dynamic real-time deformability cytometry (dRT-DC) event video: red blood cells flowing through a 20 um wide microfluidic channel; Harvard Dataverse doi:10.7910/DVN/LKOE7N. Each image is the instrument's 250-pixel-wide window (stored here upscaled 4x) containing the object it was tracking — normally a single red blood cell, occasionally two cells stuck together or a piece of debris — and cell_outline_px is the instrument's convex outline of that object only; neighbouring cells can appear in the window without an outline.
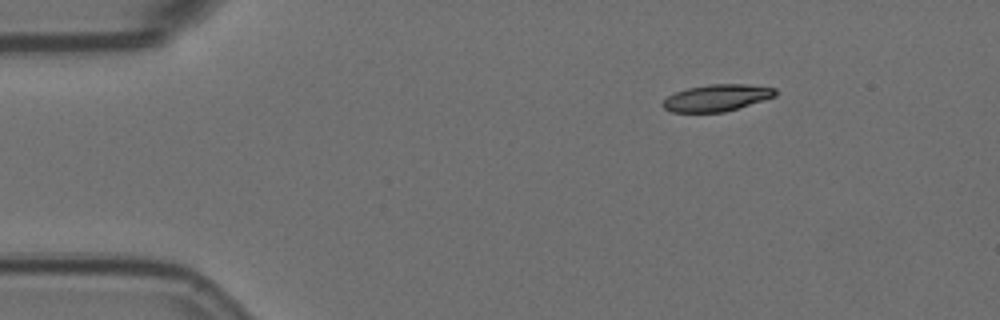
{"species": "Egyptian fruit bat (a non-hibernating species)", "species_latin": "Rousettus aegyptiacus", "temperature_condition": "room temperature", "stored_images_in_passage": 4, "camera_frame_rate_fps": 3000, "um_per_image_px": 0.085, "animal": {"sex": "female"}, "frame": {"image": 1, "passage_image": 1, "time_ms": 0.0, "image_size_px": [1000, 320], "cell_outline_px": [[776, 96], [724, 112], [672, 112], [664, 108], [660, 104], [668, 96], [676, 92], [688, 88], [708, 84], [744, 84], [776, 88]], "centroid_in_image_um": [60.9, 8.31], "position_along_channel_um": 24.1, "area_um2": 17.4}}
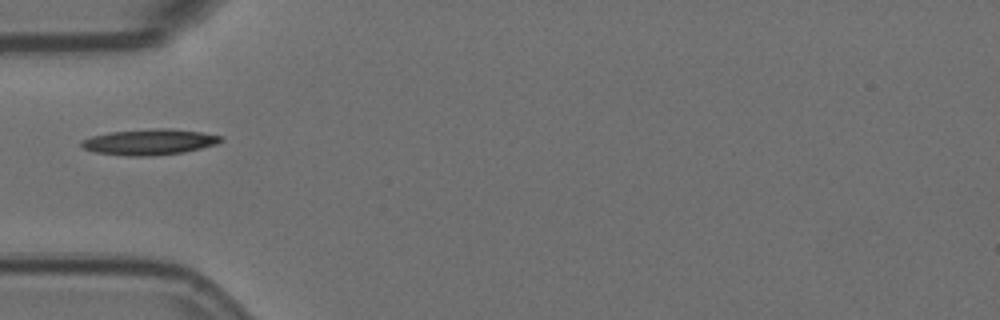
{"frame": {"image": 2, "passage_image": 4, "time_ms": 1.0, "image_size_px": [1000, 320], "cell_outline_px": [[224, 140], [216, 144], [184, 152], [148, 156], [128, 156], [96, 152], [84, 148], [80, 144], [80, 140], [92, 136], [108, 132], [152, 128], [168, 128], [200, 132], [224, 136]], "centroid_in_image_um": [12.7, 12.06], "position_along_channel_um": 72.3, "area_um2": 20.98}}